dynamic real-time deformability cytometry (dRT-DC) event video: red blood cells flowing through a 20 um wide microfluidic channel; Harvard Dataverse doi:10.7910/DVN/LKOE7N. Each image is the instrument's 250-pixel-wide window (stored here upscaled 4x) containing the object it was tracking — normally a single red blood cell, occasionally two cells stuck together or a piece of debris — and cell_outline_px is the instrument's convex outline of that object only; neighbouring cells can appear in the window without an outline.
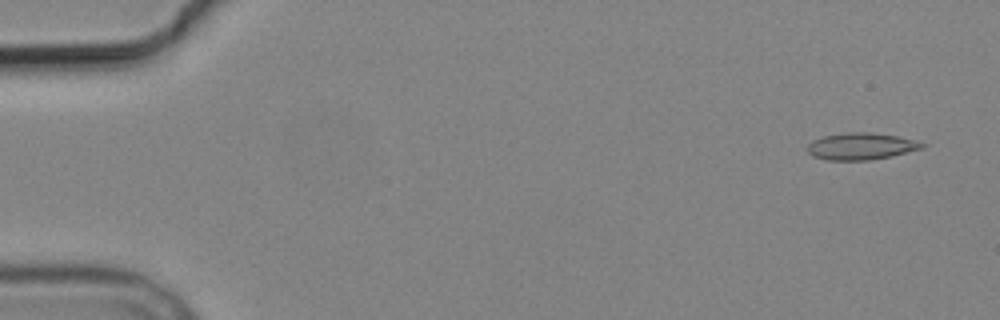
{"species": "common noctule bat (a hibernating species)", "species_latin": "Nyctalus noctula", "temperature_condition": "cold", "stored_images_in_passage": 5, "camera_frame_rate_fps": 3000, "um_per_image_px": 0.085, "animal": {"sex": "male", "body_mass_g": 19.2, "forearm_length_mm": 51.8}, "frame": {"image": 1, "passage_image": 1, "time_ms": 0.0, "image_size_px": [1000, 320], "cell_outline_px": [[928, 144], [924, 148], [892, 156], [868, 160], [828, 160], [812, 156], [808, 152], [808, 144], [812, 140], [824, 136], [848, 132], [868, 132], [896, 136]], "centroid_in_image_um": [73.19, 12.44], "position_along_channel_um": 11.8, "area_um2": 17.86}}
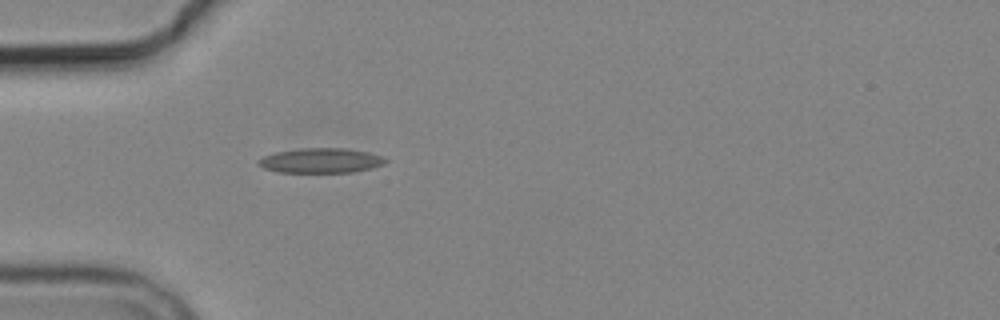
{"frame": {"image": 2, "passage_image": 5, "time_ms": 4.667, "image_size_px": [1000, 320], "cell_outline_px": [[388, 160], [384, 164], [372, 168], [352, 172], [276, 172], [264, 168], [256, 164], [256, 160], [264, 156], [276, 152], [300, 148], [348, 148], [368, 152], [380, 156]], "centroid_in_image_um": [27.24, 13.64], "position_along_channel_um": 57.8, "area_um2": 18.44}}